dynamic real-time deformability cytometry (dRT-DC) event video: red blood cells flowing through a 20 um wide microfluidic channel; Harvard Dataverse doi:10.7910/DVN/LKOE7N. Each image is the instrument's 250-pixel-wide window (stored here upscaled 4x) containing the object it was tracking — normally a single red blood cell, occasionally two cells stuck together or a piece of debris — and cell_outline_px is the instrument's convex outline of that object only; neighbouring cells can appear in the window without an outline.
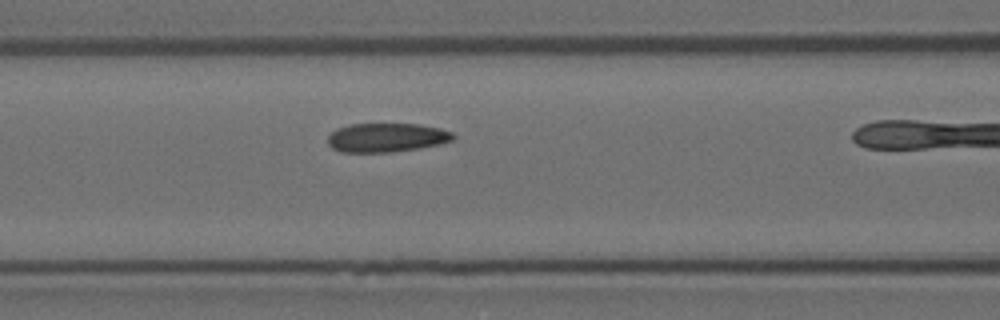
{"species": "Egyptian fruit bat (a non-hibernating species)", "species_latin": "Rousettus aegyptiacus", "temperature_condition": "room temperature", "stored_images_in_passage": 15, "camera_frame_rate_fps": 3000, "um_per_image_px": 0.085, "animal": {"sex": "female"}, "frame": {"image": 1, "passage_image": 7, "time_ms": 2.0, "image_size_px": [1000, 320], "cell_outline_px": [[456, 136], [452, 140], [440, 144], [420, 148], [392, 152], [344, 152], [332, 148], [328, 144], [328, 136], [336, 128], [348, 124], [420, 124], [440, 128], [452, 132]], "centroid_in_image_um": [32.86, 11.69], "position_along_channel_um": 133.7, "area_um2": 21.27}}
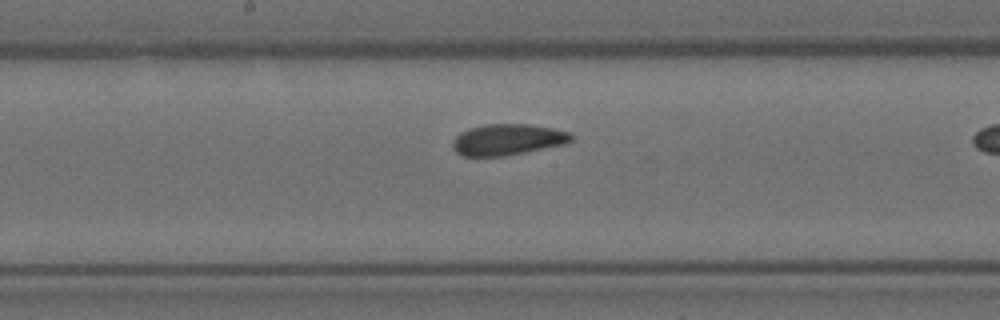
{"frame": {"image": 2, "passage_image": 13, "time_ms": 4.0, "image_size_px": [1000, 320], "cell_outline_px": [[572, 140], [564, 144], [504, 156], [464, 156], [456, 152], [452, 148], [452, 140], [460, 132], [468, 128], [484, 124], [528, 124], [552, 128], [568, 132], [572, 136]], "centroid_in_image_um": [43.09, 11.86], "position_along_channel_um": 205.1, "area_um2": 21.44}}